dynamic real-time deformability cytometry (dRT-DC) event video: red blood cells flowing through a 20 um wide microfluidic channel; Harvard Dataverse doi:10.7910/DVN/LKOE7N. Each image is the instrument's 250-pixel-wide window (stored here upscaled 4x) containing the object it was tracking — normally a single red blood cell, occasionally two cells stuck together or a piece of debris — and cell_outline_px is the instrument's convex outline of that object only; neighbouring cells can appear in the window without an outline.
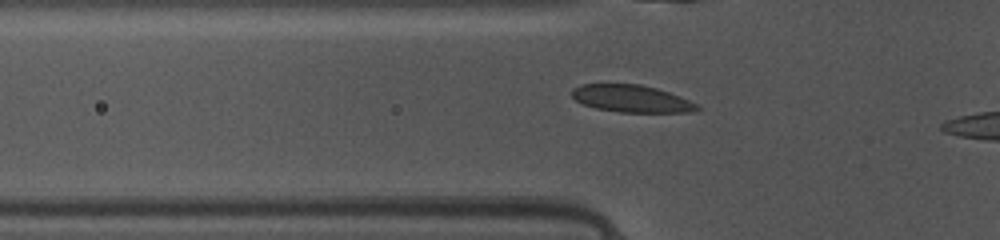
{"species": "common noctule bat (a hibernating species)", "species_latin": "Nyctalus noctula", "temperature_condition": "warm", "stored_images_in_passage": 9, "camera_frame_rate_fps": 3000, "um_per_image_px": 0.085, "animal": {"sex": "female", "body_mass_g": 10.0, "forearm_length_mm": 53.1}, "frame": {"image": 1, "passage_image": 7, "time_ms": 2.0, "image_size_px": [1000, 240], "cell_outline_px": [[700, 108], [692, 112], [620, 112], [596, 108], [584, 104], [576, 100], [572, 96], [572, 88], [580, 84], [640, 84], [656, 88], [680, 96], [696, 104]], "centroid_in_image_um": [53.65, 8.38], "position_along_channel_um": 72.1, "area_um2": 19.71}}